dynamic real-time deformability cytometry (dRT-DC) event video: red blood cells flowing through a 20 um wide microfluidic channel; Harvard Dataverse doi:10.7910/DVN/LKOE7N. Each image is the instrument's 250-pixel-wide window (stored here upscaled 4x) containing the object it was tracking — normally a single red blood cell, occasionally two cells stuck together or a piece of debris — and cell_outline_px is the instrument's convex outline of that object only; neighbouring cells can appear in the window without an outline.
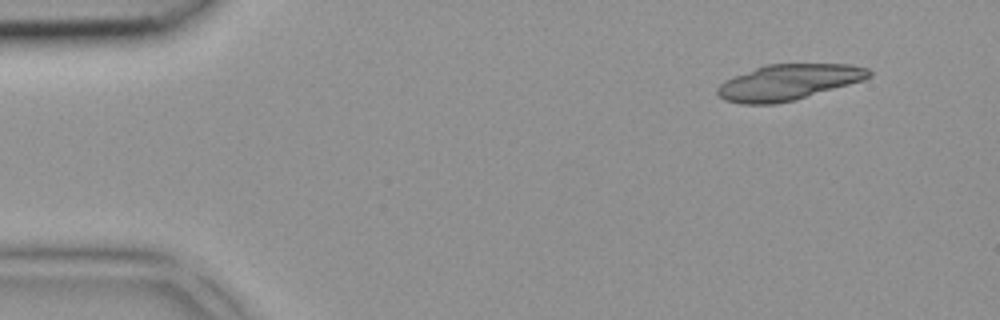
{"species": "common noctule bat (a hibernating species)", "species_latin": "Nyctalus noctula", "temperature_condition": "room temperature", "stored_images_in_passage": 4, "segment_of_instrument_passage": [1, 2], "camera_frame_rate_fps": 3000, "um_per_image_px": 0.085, "animal": {"sex": "female", "body_mass_g": 18.4}, "frame": {"image": 1, "passage_image": 1, "time_ms": 0.0, "image_size_px": [1000, 320], "cell_outline_px": [[872, 76], [864, 80], [796, 100], [776, 104], [740, 104], [724, 100], [716, 92], [716, 88], [724, 80], [764, 64], [852, 64], [868, 68], [872, 72]], "centroid_in_image_um": [67.02, 6.99], "position_along_channel_um": 18.0, "area_um2": 31.85}}